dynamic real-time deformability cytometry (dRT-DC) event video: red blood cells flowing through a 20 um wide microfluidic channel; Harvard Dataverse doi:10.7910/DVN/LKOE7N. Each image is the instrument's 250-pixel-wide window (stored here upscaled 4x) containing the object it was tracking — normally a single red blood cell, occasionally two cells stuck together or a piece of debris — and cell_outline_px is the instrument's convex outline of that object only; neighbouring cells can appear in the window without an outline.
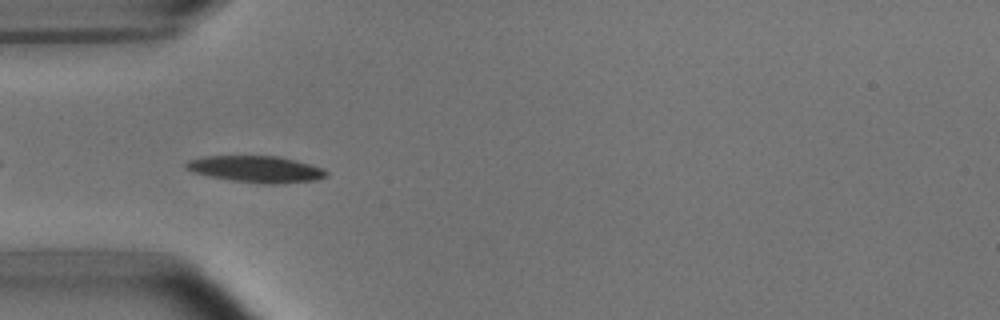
{"species": "common noctule bat (a hibernating species)", "species_latin": "Nyctalus noctula", "temperature_condition": "room temperature", "stored_images_in_passage": 40, "camera_frame_rate_fps": 3000, "um_per_image_px": 0.085, "animal": {"sex": "male", "body_mass_g": 15.6}, "frame": {"image": 1, "passage_image": 3, "time_ms": 0.667, "image_size_px": [1000, 320], "cell_outline_px": [[328, 176], [316, 180], [284, 184], [264, 184], [232, 180], [208, 176], [192, 172], [184, 168], [184, 164], [188, 160], [204, 156], [280, 156], [296, 160], [324, 168], [328, 172]], "centroid_in_image_um": [21.79, 14.38], "position_along_channel_um": 63.2, "area_um2": 22.02}}
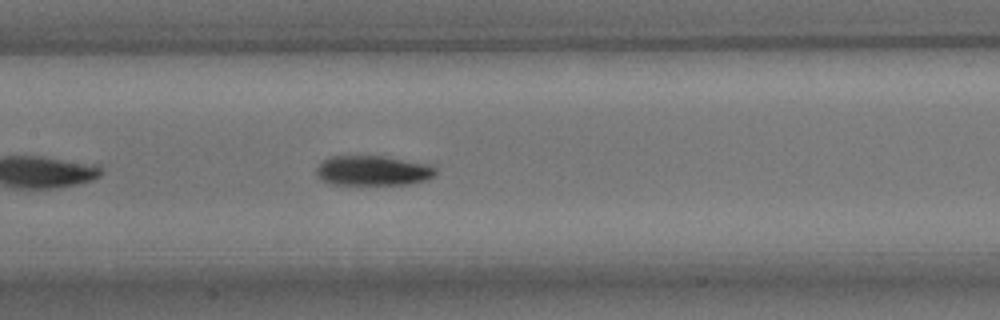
{"frame": {"image": 2, "passage_image": 12, "time_ms": 3.667, "image_size_px": [1000, 320], "cell_outline_px": [[436, 172], [428, 180], [412, 184], [328, 184], [320, 180], [316, 176], [316, 168], [328, 156], [384, 156], [424, 164], [436, 168]], "centroid_in_image_um": [31.64, 14.51], "position_along_channel_um": 175.8, "area_um2": 20.75}}
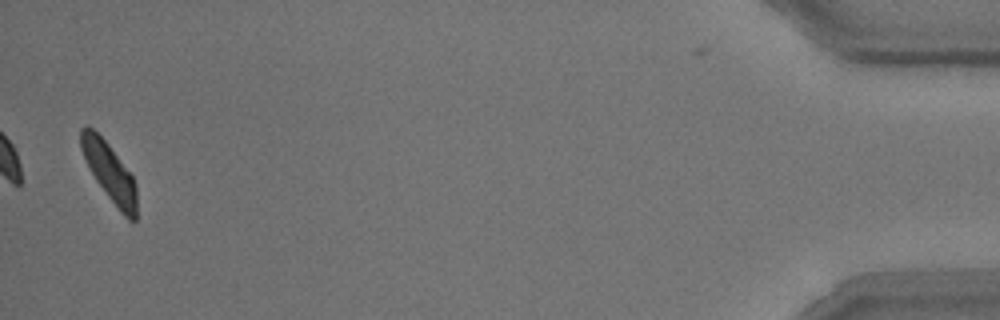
{"frame": {"image": 3, "passage_image": 39, "time_ms": 12.667, "image_size_px": [1000, 320], "cell_outline_px": [[136, 220], [128, 220], [120, 212], [96, 180], [80, 148], [80, 128], [92, 128], [108, 144], [132, 176], [136, 184]], "centroid_in_image_um": [9.32, 14.66], "position_along_channel_um": 425.9, "area_um2": 18.38}, "authors_computed_cell_mechanics": {"area_um2": 20.6635, "velocity_mm_per_s": 3.7654, "shape_relaxation_time_tau1_ms": 2.695, "shape_relaxation_time_tau2_ms": 6.0943, "deformation_change_tau1": 0.14, "deformation_change_tau2": 0.1151}}